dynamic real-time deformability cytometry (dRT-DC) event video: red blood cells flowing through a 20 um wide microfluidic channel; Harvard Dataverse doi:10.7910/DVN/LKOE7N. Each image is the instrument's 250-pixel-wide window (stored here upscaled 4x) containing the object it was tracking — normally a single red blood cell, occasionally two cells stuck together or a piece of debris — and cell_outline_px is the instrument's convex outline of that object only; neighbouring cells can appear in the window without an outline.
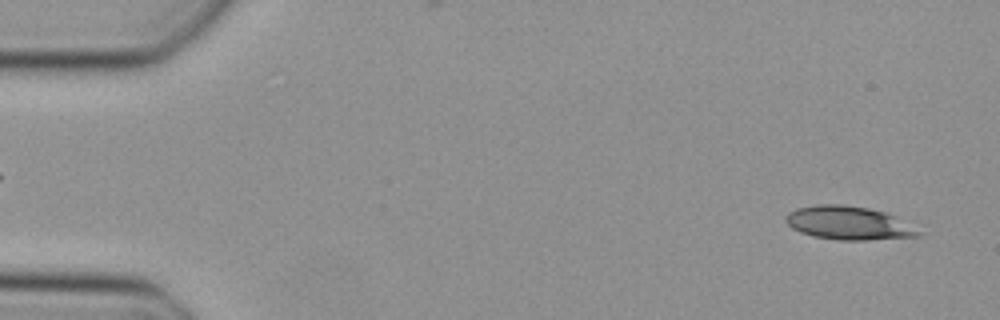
{"species": "Egyptian fruit bat (a non-hibernating species)", "species_latin": "Rousettus aegyptiacus", "temperature_condition": "cold", "stored_images_in_passage": 47, "camera_frame_rate_fps": 3000, "um_per_image_px": 0.085, "animal": {"sex": "female"}, "frame": {"image": 1, "passage_image": 2, "time_ms": 0.333, "image_size_px": [1000, 320], "cell_outline_px": [[924, 236], [868, 240], [840, 240], [812, 236], [800, 232], [792, 228], [784, 220], [784, 216], [788, 212], [796, 208], [816, 204], [844, 204], [868, 208], [884, 212], [892, 216], [920, 232]], "centroid_in_image_um": [72.04, 18.95], "position_along_channel_um": 13.0, "area_um2": 25.72}}
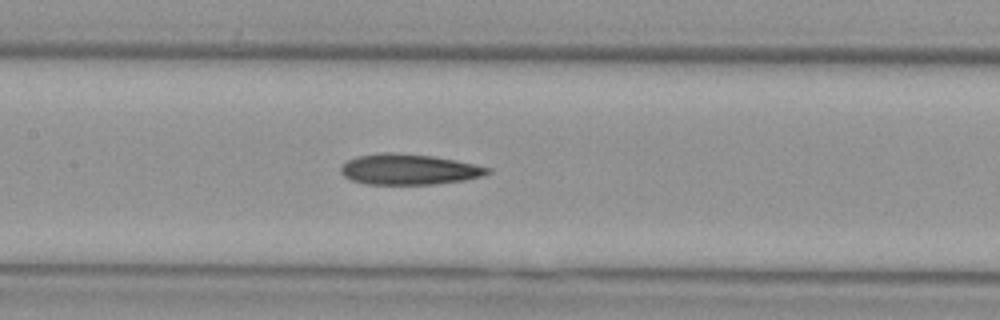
{"frame": {"image": 2, "passage_image": 22, "time_ms": 7.0, "image_size_px": [1000, 320], "cell_outline_px": [[492, 172], [484, 176], [464, 180], [432, 184], [364, 184], [352, 180], [344, 176], [340, 172], [340, 168], [348, 160], [356, 156], [384, 152], [392, 152], [432, 156], [456, 160], [492, 168]], "centroid_in_image_um": [34.77, 14.39], "position_along_channel_um": 172.6, "area_um2": 26.24}}
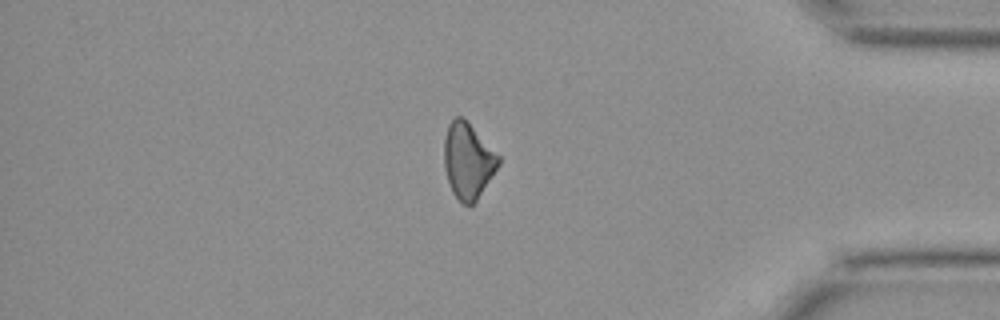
{"frame": {"image": 3, "passage_image": 40, "time_ms": 13.0, "image_size_px": [1000, 320], "cell_outline_px": [[500, 164], [476, 200], [472, 204], [464, 204], [452, 192], [444, 168], [444, 136], [448, 124], [456, 116], [460, 116], [500, 156]], "centroid_in_image_um": [39.76, 13.67], "position_along_channel_um": 395.4, "area_um2": 23.41}}